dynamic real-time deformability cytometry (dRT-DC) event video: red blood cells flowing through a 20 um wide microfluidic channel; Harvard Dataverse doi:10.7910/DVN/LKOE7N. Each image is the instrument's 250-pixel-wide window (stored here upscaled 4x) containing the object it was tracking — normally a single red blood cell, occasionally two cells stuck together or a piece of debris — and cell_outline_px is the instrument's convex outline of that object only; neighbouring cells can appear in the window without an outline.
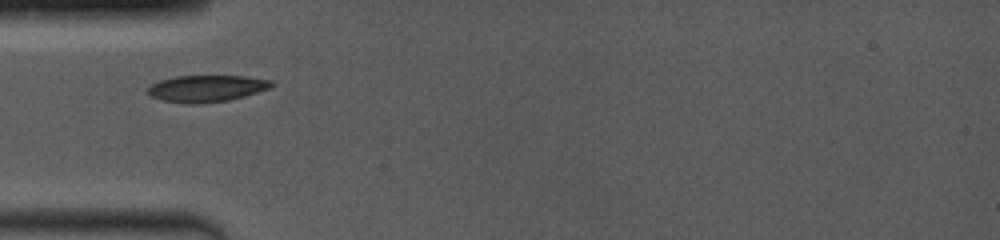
{"species": "common noctule bat (a hibernating species)", "species_latin": "Nyctalus noctula", "temperature_condition": "room temperature", "stored_images_in_passage": 12, "camera_frame_rate_fps": 4000, "um_per_image_px": 0.085, "animal": {"sex": "female", "body_mass_g": 19.0, "forearm_length_mm": 53.3}, "frame": {"image": 1, "passage_image": 1, "time_ms": 0.0, "image_size_px": [1000, 240], "cell_outline_px": [[272, 84], [268, 88], [244, 96], [228, 100], [200, 104], [188, 104], [160, 100], [152, 96], [148, 92], [148, 88], [152, 84], [160, 80], [176, 76], [244, 76], [272, 80]], "centroid_in_image_um": [17.52, 7.52], "position_along_channel_um": 67.5, "area_um2": 19.07}}
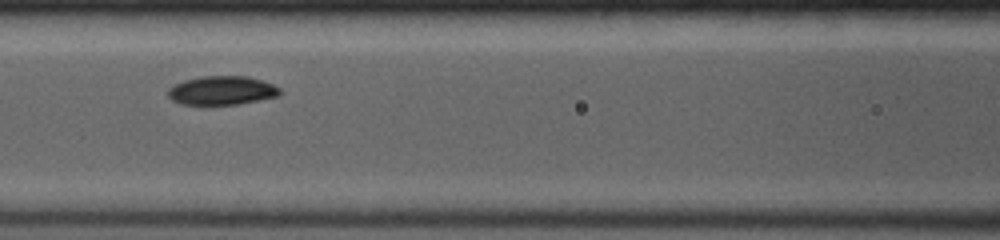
{"frame": {"image": 2, "passage_image": 6, "time_ms": 2.0, "image_size_px": [1000, 240], "cell_outline_px": [[280, 96], [240, 104], [180, 104], [172, 100], [168, 96], [168, 88], [172, 84], [184, 80], [200, 76], [248, 76], [272, 84], [280, 88]], "centroid_in_image_um": [18.84, 7.68], "position_along_channel_um": 147.8, "area_um2": 18.9}}
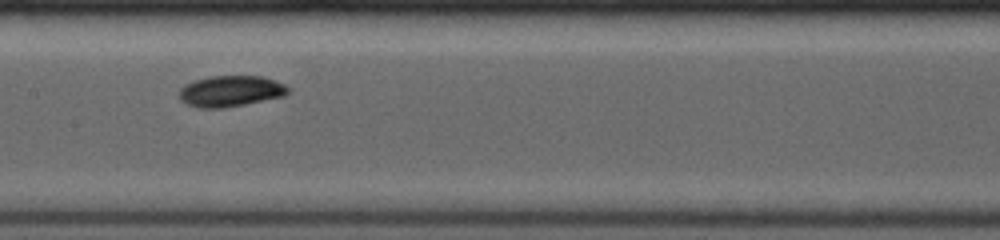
{"frame": {"image": 3, "passage_image": 9, "time_ms": 3.0, "image_size_px": [1000, 240], "cell_outline_px": [[292, 88], [284, 96], [224, 108], [196, 108], [180, 100], [180, 88], [184, 84], [196, 80], [212, 76], [260, 76], [276, 80]], "centroid_in_image_um": [19.61, 7.75], "position_along_channel_um": 187.8, "area_um2": 19.71}}